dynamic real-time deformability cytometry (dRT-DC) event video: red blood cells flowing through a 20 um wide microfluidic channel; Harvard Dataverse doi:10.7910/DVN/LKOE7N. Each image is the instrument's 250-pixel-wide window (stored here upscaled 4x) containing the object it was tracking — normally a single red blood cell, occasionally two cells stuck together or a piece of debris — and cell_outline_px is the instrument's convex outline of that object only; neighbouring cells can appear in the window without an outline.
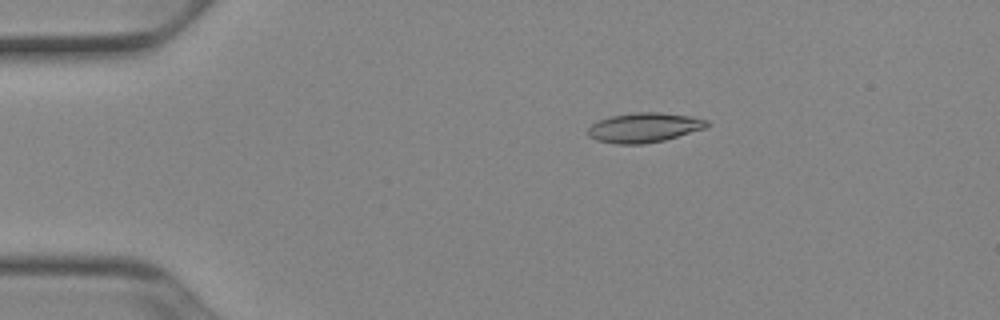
{"species": "Egyptian fruit bat (a non-hibernating species)", "species_latin": "Rousettus aegyptiacus", "temperature_condition": "cold", "stored_images_in_passage": 52, "camera_frame_rate_fps": 3000, "um_per_image_px": 0.085, "animal": {"sex": "female"}, "frame": {"image": 1, "passage_image": 10, "time_ms": 3.0, "image_size_px": [1000, 320], "cell_outline_px": [[708, 124], [704, 128], [664, 140], [644, 144], [616, 144], [596, 140], [588, 136], [588, 128], [592, 124], [600, 120], [612, 116], [636, 112], [660, 112], [688, 116], [708, 120]], "centroid_in_image_um": [54.72, 10.85], "position_along_channel_um": 30.3, "area_um2": 20.29}}
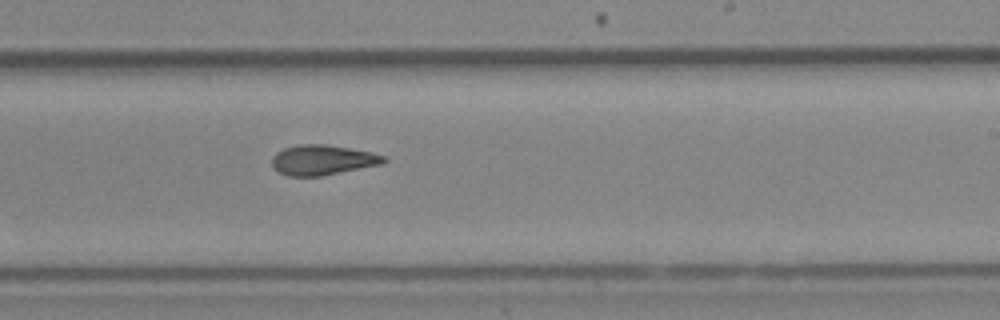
{"frame": {"image": 2, "passage_image": 32, "time_ms": 10.333, "image_size_px": [1000, 320], "cell_outline_px": [[388, 160], [384, 164], [320, 176], [288, 176], [276, 172], [272, 168], [272, 156], [276, 152], [284, 148], [300, 144], [324, 144], [372, 152], [384, 156]], "centroid_in_image_um": [27.39, 13.6], "position_along_channel_um": 261.6, "area_um2": 19.77}}
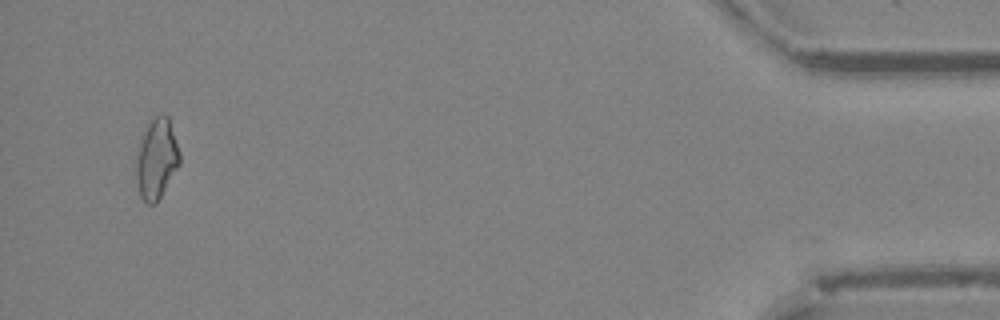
{"frame": {"image": 3, "passage_image": 50, "time_ms": 16.333, "image_size_px": [1000, 320], "cell_outline_px": [[180, 164], [156, 204], [148, 204], [140, 196], [136, 184], [136, 148], [140, 136], [148, 124], [156, 116], [164, 112], [168, 116], [180, 152]], "centroid_in_image_um": [13.28, 13.49], "position_along_channel_um": 421.9, "area_um2": 20.69}, "authors_computed_cell_mechanics": {"area_um2": 19.7676, "velocity_mm_per_s": 3.9357, "shape_relaxation_time_tau1_ms": null, "shape_relaxation_time_tau2_ms": 4.8977, "deformation_change_tau1": null, "deformation_change_tau2": 0.1183}}